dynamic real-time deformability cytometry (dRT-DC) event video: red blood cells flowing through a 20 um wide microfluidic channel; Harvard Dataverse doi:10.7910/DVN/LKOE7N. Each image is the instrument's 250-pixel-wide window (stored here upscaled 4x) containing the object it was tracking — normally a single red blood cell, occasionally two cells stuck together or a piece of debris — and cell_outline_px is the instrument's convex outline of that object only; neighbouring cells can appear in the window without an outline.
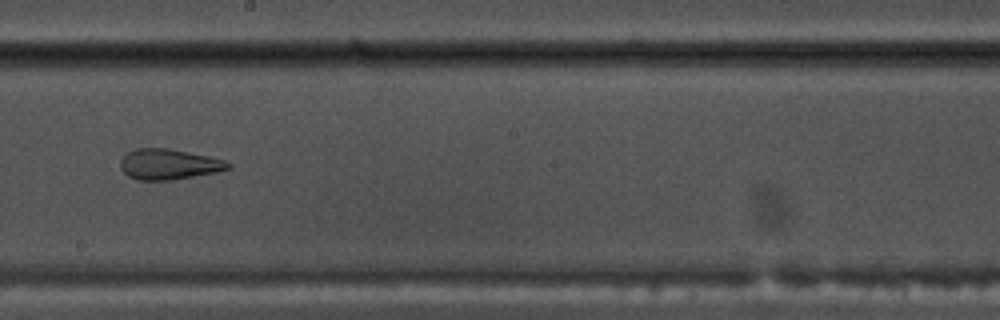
{"species": "common noctule bat (a hibernating species)", "species_latin": "Nyctalus noctula", "temperature_condition": "warm", "stored_images_in_passage": 49, "camera_frame_rate_fps": 3000, "um_per_image_px": 0.085, "animal": {"sex": "male", "body_mass_g": 17.5, "forearm_length_mm": 52.3}, "frame": {"image": 1, "passage_image": 28, "time_ms": 9.0, "image_size_px": [1000, 320], "cell_outline_px": [[232, 168], [216, 172], [172, 180], [136, 180], [128, 176], [120, 168], [120, 160], [128, 152], [136, 148], [168, 148], [208, 156], [224, 160], [232, 164]], "centroid_in_image_um": [14.34, 13.97], "position_along_channel_um": 233.9, "area_um2": 19.19}}